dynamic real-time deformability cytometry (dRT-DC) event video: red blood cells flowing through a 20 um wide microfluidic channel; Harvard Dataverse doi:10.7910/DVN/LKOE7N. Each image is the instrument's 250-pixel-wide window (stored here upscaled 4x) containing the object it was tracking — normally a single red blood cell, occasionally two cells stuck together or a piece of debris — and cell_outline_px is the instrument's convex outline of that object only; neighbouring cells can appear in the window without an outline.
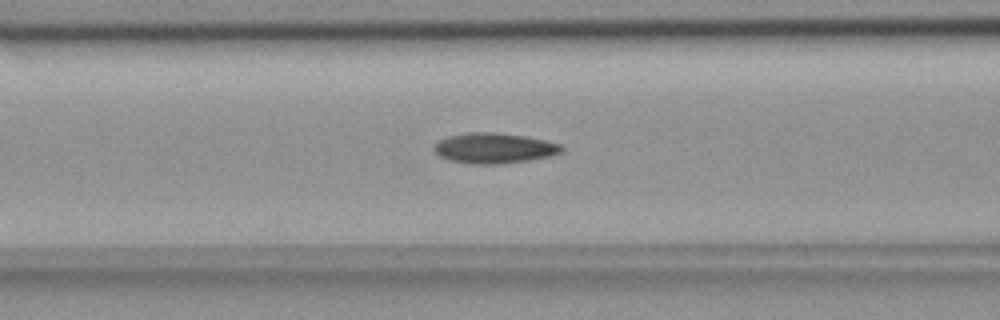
{"species": "common noctule bat (a hibernating species)", "species_latin": "Nyctalus noctula", "temperature_condition": "room temperature", "stored_images_in_passage": 55, "camera_frame_rate_fps": 3000, "um_per_image_px": 0.085, "animal": {"sex": "female", "body_mass_g": 18.4}, "frame": {"image": 1, "passage_image": 22, "time_ms": 7.0, "image_size_px": [1000, 320], "cell_outline_px": [[564, 152], [552, 156], [528, 160], [500, 164], [472, 164], [448, 160], [440, 156], [432, 148], [440, 140], [448, 136], [468, 132], [492, 132], [524, 136], [544, 140], [560, 144], [564, 148]], "centroid_in_image_um": [42.02, 12.6], "position_along_channel_um": 124.6, "area_um2": 22.6}}
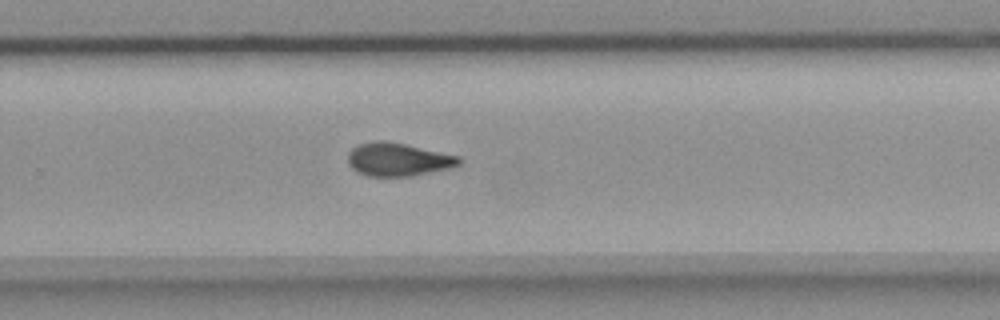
{"frame": {"image": 2, "passage_image": 36, "time_ms": 11.667, "image_size_px": [1000, 320], "cell_outline_px": [[460, 164], [452, 168], [408, 176], [368, 176], [352, 168], [348, 164], [348, 152], [356, 144], [376, 140], [384, 140], [404, 144], [460, 156]], "centroid_in_image_um": [33.81, 13.54], "position_along_channel_um": 296.0, "area_um2": 21.44}}
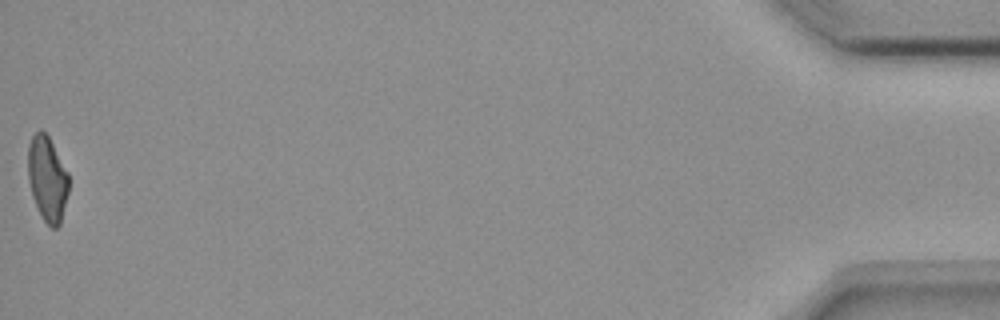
{"frame": {"image": 3, "passage_image": 55, "time_ms": 18.0, "image_size_px": [1000, 320], "cell_outline_px": [[68, 192], [60, 224], [56, 228], [52, 228], [44, 220], [32, 196], [28, 180], [28, 144], [32, 136], [40, 128], [48, 136], [68, 172]], "centroid_in_image_um": [4.01, 15.17], "position_along_channel_um": 431.2, "area_um2": 20.0}, "authors_computed_cell_mechanics": {"area_um2": 21.2126, "velocity_mm_per_s": 3.6845, "shape_relaxation_time_tau1_ms": 9.9994, "shape_relaxation_time_tau2_ms": 4.506, "deformation_change_tau1": 0.2136, "deformation_change_tau2": 0.1189}}